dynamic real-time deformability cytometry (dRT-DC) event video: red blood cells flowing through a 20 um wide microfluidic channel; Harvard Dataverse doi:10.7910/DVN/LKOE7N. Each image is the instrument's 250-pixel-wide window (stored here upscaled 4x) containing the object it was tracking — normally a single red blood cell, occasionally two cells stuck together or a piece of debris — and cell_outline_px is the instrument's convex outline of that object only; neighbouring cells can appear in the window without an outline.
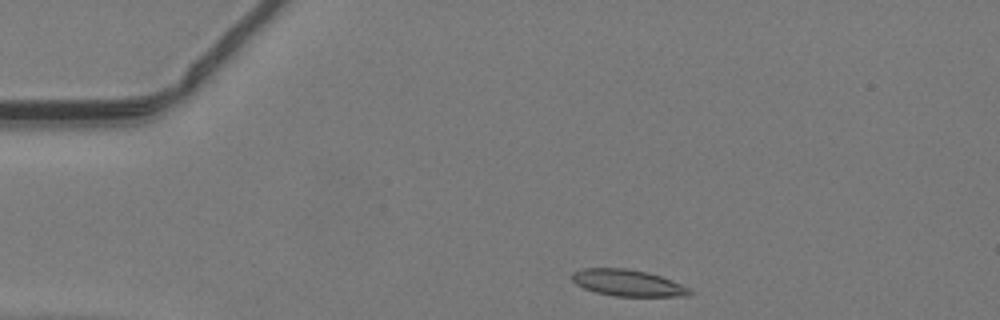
{"species": "common noctule bat (a hibernating species)", "species_latin": "Nyctalus noctula", "temperature_condition": "warm", "stored_images_in_passage": 39, "camera_frame_rate_fps": 3000, "um_per_image_px": 0.085, "animal": {"sex": "male", "body_mass_g": 19.2, "forearm_length_mm": 51.8}, "frame": {"image": 1, "passage_image": 1, "time_ms": 0.0, "image_size_px": [1000, 320], "cell_outline_px": [[692, 292], [688, 296], [616, 296], [596, 292], [584, 288], [576, 284], [572, 280], [572, 272], [584, 268], [624, 268], [648, 272], [672, 280], [688, 288]], "centroid_in_image_um": [53.34, 24.04], "position_along_channel_um": 31.7, "area_um2": 18.03}}
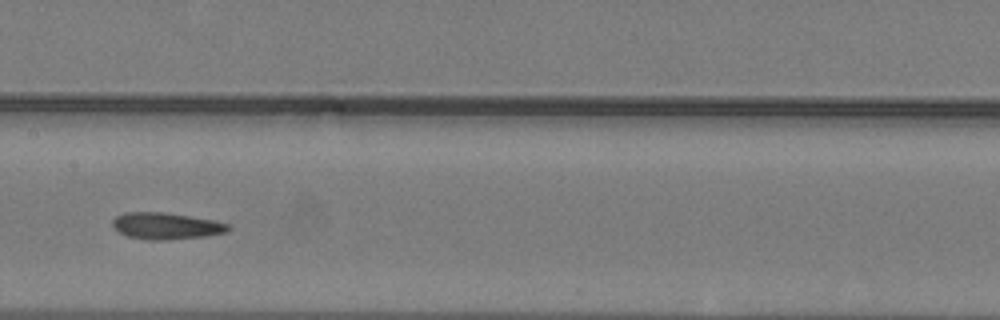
{"frame": {"image": 2, "passage_image": 16, "time_ms": 5.0, "image_size_px": [1000, 320], "cell_outline_px": [[232, 228], [228, 232], [204, 236], [160, 240], [152, 240], [128, 236], [120, 232], [112, 224], [112, 220], [116, 216], [124, 212], [164, 212], [212, 220], [228, 224]], "centroid_in_image_um": [14.12, 19.19], "position_along_channel_um": 193.3, "area_um2": 17.69}}
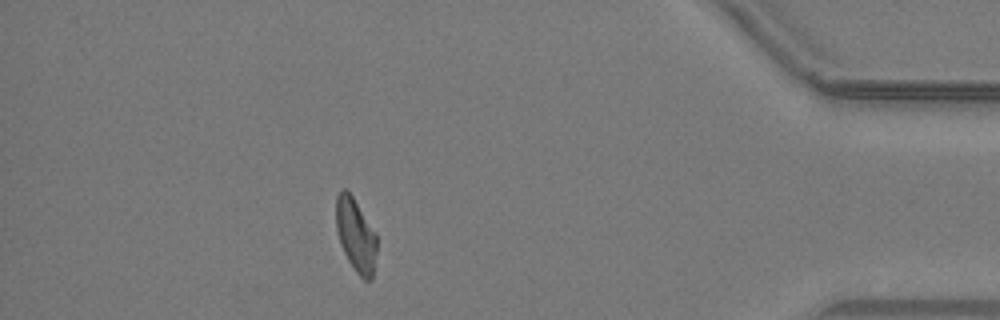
{"frame": {"image": 3, "passage_image": 34, "time_ms": 11.0, "image_size_px": [1000, 320], "cell_outline_px": [[376, 252], [372, 280], [364, 280], [356, 272], [348, 260], [340, 244], [336, 228], [336, 196], [340, 188], [344, 188], [352, 196], [376, 232]], "centroid_in_image_um": [30.23, 19.97], "position_along_channel_um": 405.0, "area_um2": 17.4}}